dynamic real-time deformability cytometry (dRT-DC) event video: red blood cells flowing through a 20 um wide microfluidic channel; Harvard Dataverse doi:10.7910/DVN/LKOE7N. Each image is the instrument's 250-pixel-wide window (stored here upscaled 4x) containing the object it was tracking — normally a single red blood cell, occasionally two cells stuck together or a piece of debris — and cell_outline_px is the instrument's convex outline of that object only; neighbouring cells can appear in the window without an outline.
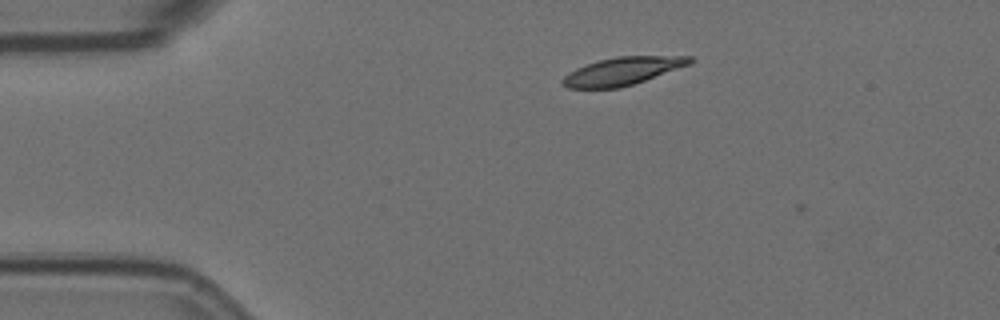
{"species": "Egyptian fruit bat (a non-hibernating species)", "species_latin": "Rousettus aegyptiacus", "temperature_condition": "room temperature", "stored_images_in_passage": 3, "camera_frame_rate_fps": 3000, "um_per_image_px": 0.085, "animal": {"sex": "female"}, "frame": {"image": 1, "passage_image": 2, "time_ms": 0.333, "image_size_px": [1000, 320], "cell_outline_px": [[696, 60], [692, 64], [620, 88], [568, 88], [560, 84], [560, 80], [568, 72], [576, 68], [600, 60], [616, 56], [692, 56]], "centroid_in_image_um": [52.92, 6.04], "position_along_channel_um": 32.1, "area_um2": 20.69}}